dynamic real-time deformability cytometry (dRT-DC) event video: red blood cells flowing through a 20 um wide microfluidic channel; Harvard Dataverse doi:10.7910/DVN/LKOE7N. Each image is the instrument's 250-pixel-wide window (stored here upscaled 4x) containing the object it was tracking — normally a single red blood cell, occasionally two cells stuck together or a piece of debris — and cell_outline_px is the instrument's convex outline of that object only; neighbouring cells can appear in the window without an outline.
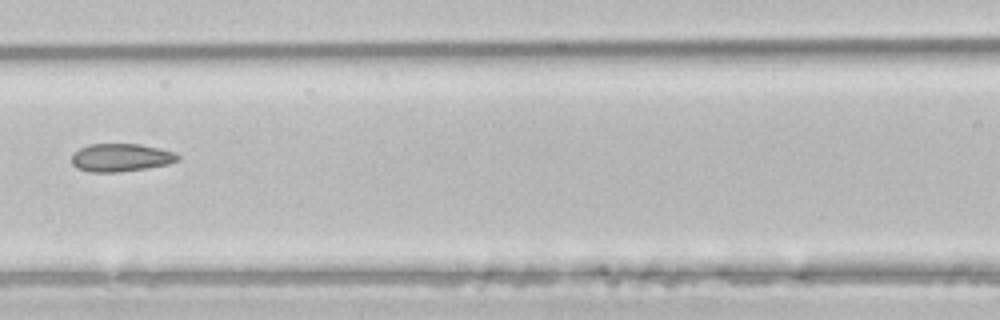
{"species": "common noctule bat (a hibernating species)", "species_latin": "Nyctalus noctula", "temperature_condition": "room temperature", "stored_images_in_passage": 3, "camera_frame_rate_fps": 3000, "um_per_image_px": 0.085, "animal": {"sex": "male", "body_mass_g": 21.5, "forearm_length_mm": 52.0}, "frame": {"image": 1, "passage_image": 3, "time_ms": 0.667, "image_size_px": [1000, 320], "cell_outline_px": [[180, 160], [168, 164], [120, 172], [88, 172], [76, 168], [72, 164], [72, 156], [80, 148], [88, 144], [140, 144], [176, 152], [180, 156]], "centroid_in_image_um": [10.28, 13.39], "position_along_channel_um": 156.3, "area_um2": 17.34}}